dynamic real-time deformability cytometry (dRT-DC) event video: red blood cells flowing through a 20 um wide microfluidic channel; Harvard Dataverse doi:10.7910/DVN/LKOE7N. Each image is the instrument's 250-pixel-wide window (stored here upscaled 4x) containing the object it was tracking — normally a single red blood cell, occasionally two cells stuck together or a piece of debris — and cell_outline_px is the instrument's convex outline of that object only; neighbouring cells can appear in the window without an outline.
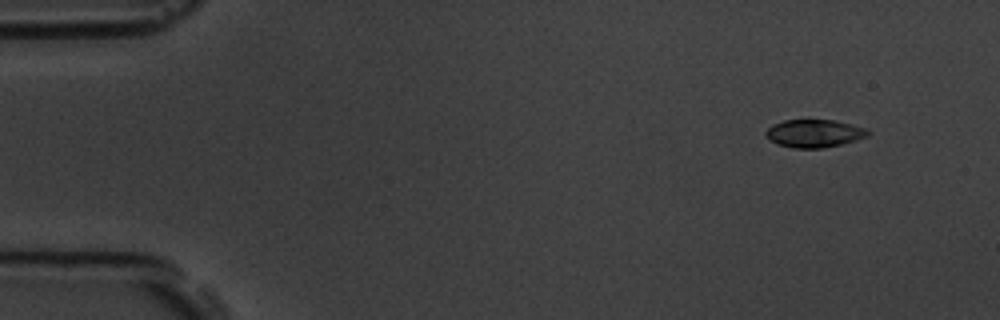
{"species": "common noctule bat (a hibernating species)", "species_latin": "Nyctalus noctula", "temperature_condition": "room temperature", "stored_images_in_passage": 5, "camera_frame_rate_fps": 3000, "um_per_image_px": 0.085, "animal": {"sex": "male", "body_mass_g": 19.5, "forearm_length_mm": 54.6}, "frame": {"image": 1, "passage_image": 2, "time_ms": 1.333, "image_size_px": [1000, 320], "cell_outline_px": [[872, 132], [868, 136], [856, 140], [840, 144], [820, 148], [792, 148], [776, 144], [764, 136], [764, 132], [772, 124], [784, 120], [836, 120], [868, 128]], "centroid_in_image_um": [69.21, 11.33], "position_along_channel_um": 15.8, "area_um2": 16.82}}
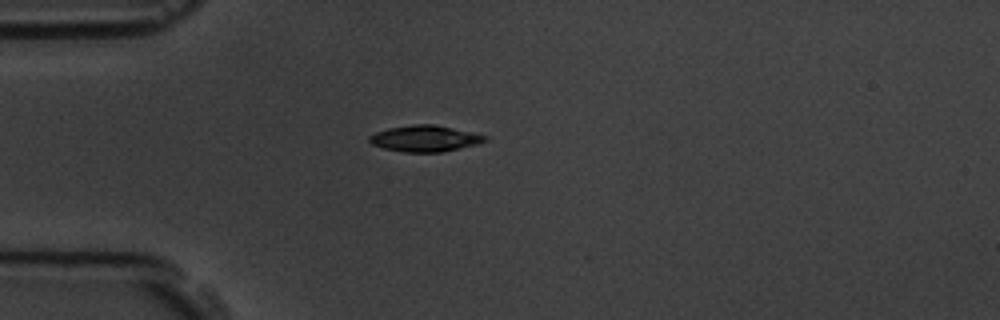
{"frame": {"image": 2, "passage_image": 5, "time_ms": 4.667, "image_size_px": [1000, 320], "cell_outline_px": [[488, 140], [476, 144], [440, 152], [404, 152], [384, 148], [372, 144], [368, 140], [368, 136], [376, 132], [388, 128], [412, 124], [432, 124], [472, 132], [488, 136]], "centroid_in_image_um": [36.09, 11.76], "position_along_channel_um": 48.9, "area_um2": 17.51}}